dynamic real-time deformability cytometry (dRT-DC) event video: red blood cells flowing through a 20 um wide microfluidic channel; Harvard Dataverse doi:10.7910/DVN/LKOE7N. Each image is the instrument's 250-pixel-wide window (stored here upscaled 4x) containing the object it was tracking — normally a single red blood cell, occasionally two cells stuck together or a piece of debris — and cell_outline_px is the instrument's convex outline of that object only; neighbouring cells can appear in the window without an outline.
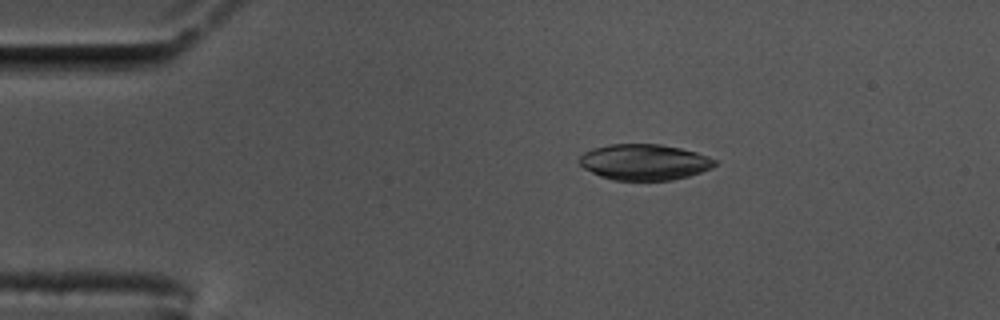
{"species": "common noctule bat (a hibernating species)", "species_latin": "Nyctalus noctula", "temperature_condition": "cold", "stored_images_in_passage": 48, "camera_frame_rate_fps": 3000, "um_per_image_px": 0.085, "animal": {"sex": "male", "body_mass_g": 17.5, "forearm_length_mm": 52.3}, "frame": {"image": 1, "passage_image": 1, "time_ms": 0.0, "image_size_px": [1000, 320], "cell_outline_px": [[716, 164], [712, 168], [688, 176], [672, 180], [612, 180], [600, 176], [584, 168], [580, 164], [580, 156], [584, 152], [592, 148], [608, 144], [660, 144], [680, 148], [696, 152], [708, 156], [716, 160]], "centroid_in_image_um": [54.76, 13.77], "position_along_channel_um": 30.2, "area_um2": 28.32}}
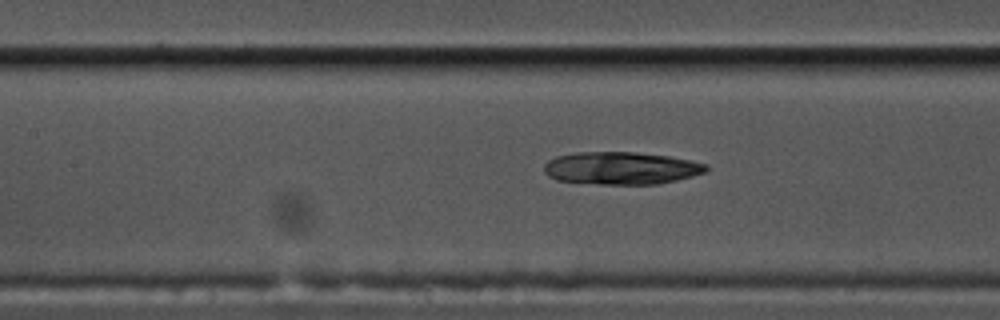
{"frame": {"image": 2, "passage_image": 16, "time_ms": 5.0, "image_size_px": [1000, 320], "cell_outline_px": [[708, 172], [676, 180], [656, 184], [600, 184], [556, 180], [548, 176], [544, 172], [544, 164], [548, 160], [556, 156], [576, 152], [636, 152], [668, 156], [708, 164]], "centroid_in_image_um": [52.79, 14.29], "position_along_channel_um": 154.6, "area_um2": 30.81}}
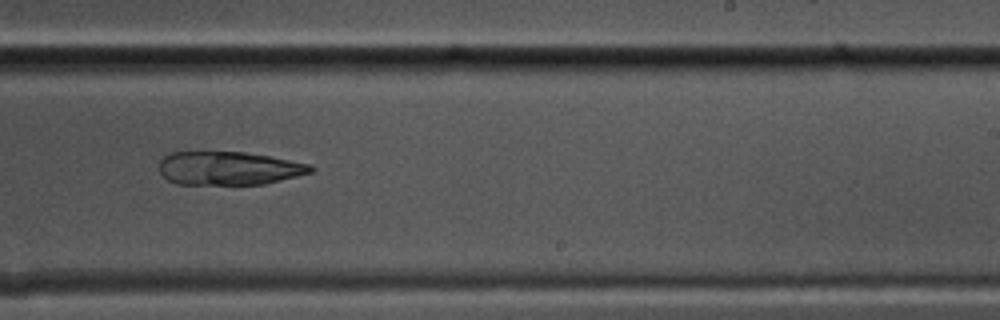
{"frame": {"image": 3, "passage_image": 26, "time_ms": 8.333, "image_size_px": [1000, 320], "cell_outline_px": [[316, 168], [312, 172], [264, 184], [176, 184], [168, 180], [160, 172], [160, 160], [168, 152], [244, 152], [268, 156], [312, 164]], "centroid_in_image_um": [19.45, 14.3], "position_along_channel_um": 269.6, "area_um2": 29.48}}